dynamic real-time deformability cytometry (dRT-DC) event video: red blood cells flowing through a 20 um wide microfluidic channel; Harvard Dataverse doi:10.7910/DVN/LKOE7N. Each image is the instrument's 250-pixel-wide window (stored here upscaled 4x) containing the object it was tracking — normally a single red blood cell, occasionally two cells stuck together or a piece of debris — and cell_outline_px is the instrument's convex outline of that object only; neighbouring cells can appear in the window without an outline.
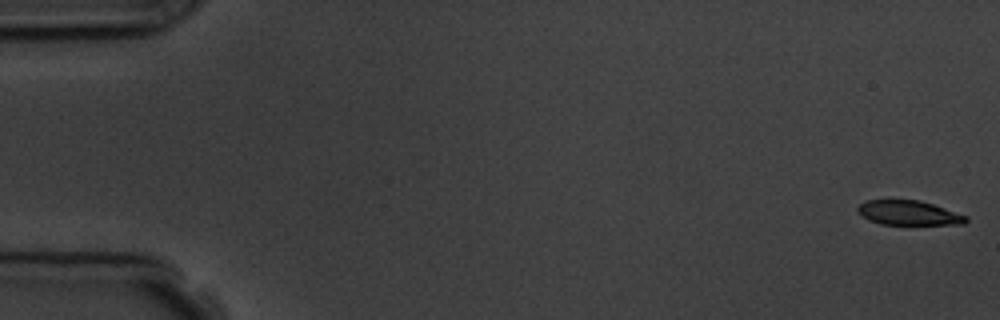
{"species": "common noctule bat (a hibernating species)", "species_latin": "Nyctalus noctula", "temperature_condition": "room temperature", "stored_images_in_passage": 6, "camera_frame_rate_fps": 3000, "um_per_image_px": 0.085, "animal": {"sex": "male", "body_mass_g": 19.5, "forearm_length_mm": 54.6}, "frame": {"image": 1, "passage_image": 1, "time_ms": 0.0, "image_size_px": [1000, 320], "cell_outline_px": [[968, 220], [964, 224], [880, 224], [868, 220], [856, 212], [856, 208], [860, 204], [868, 200], [888, 196], [920, 200], [968, 216]], "centroid_in_image_um": [77.14, 18.04], "position_along_channel_um": 7.9, "area_um2": 16.18}}
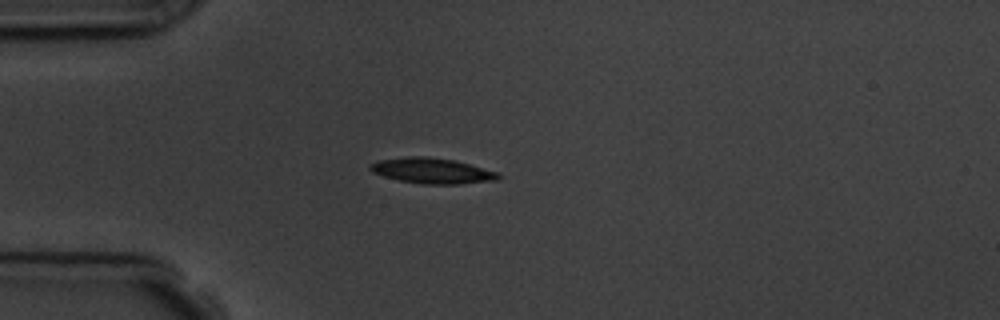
{"frame": {"image": 2, "passage_image": 5, "time_ms": 4.667, "image_size_px": [1000, 320], "cell_outline_px": [[500, 176], [496, 180], [460, 184], [424, 184], [400, 180], [384, 176], [372, 172], [368, 168], [372, 164], [380, 160], [408, 156], [428, 156], [456, 160], [500, 172]], "centroid_in_image_um": [36.78, 14.5], "position_along_channel_um": 48.2, "area_um2": 19.07}}